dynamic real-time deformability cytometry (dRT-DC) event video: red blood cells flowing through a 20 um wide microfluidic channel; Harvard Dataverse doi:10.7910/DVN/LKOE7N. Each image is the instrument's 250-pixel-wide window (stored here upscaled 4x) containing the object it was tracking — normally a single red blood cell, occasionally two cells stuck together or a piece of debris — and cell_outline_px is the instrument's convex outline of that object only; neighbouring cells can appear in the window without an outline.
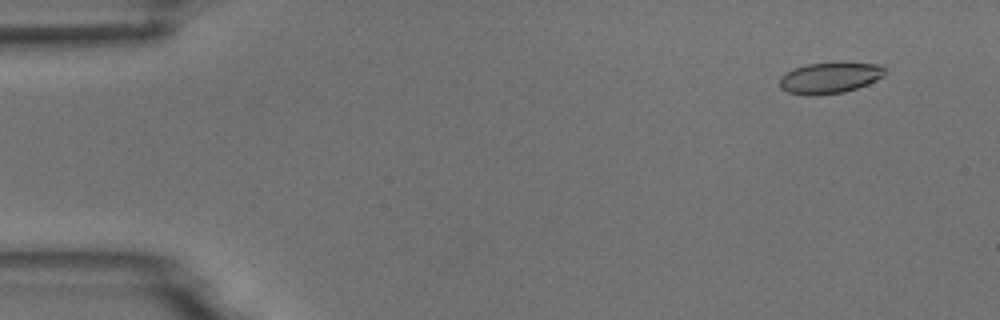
{"species": "common noctule bat (a hibernating species)", "species_latin": "Nyctalus noctula", "temperature_condition": "room temperature", "stored_images_in_passage": 5, "camera_frame_rate_fps": 3000, "um_per_image_px": 0.085, "animal": {"sex": "male", "body_mass_g": 18.8}, "frame": {"image": 1, "passage_image": 2, "time_ms": 1.0, "image_size_px": [1000, 320], "cell_outline_px": [[888, 72], [884, 76], [868, 84], [844, 92], [816, 96], [808, 96], [788, 92], [780, 88], [780, 76], [792, 68], [808, 64], [880, 64]], "centroid_in_image_um": [70.5, 6.65], "position_along_channel_um": 14.5, "area_um2": 18.9}}
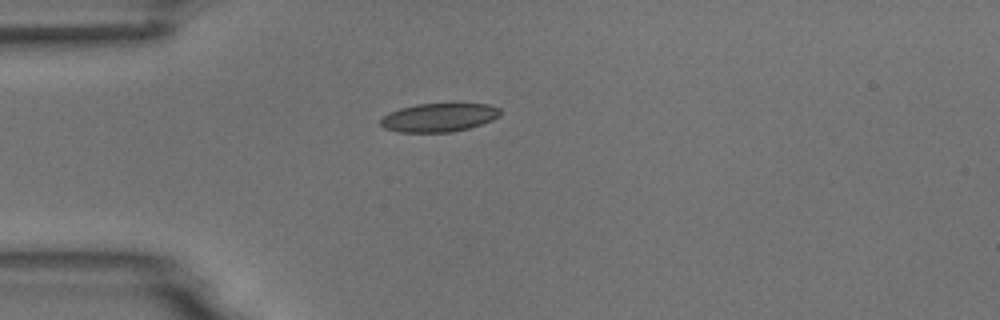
{"frame": {"image": 2, "passage_image": 4, "time_ms": 4.333, "image_size_px": [1000, 320], "cell_outline_px": [[500, 116], [492, 120], [468, 128], [452, 132], [400, 132], [384, 128], [380, 124], [380, 120], [384, 116], [400, 108], [416, 104], [488, 104], [500, 108]], "centroid_in_image_um": [37.31, 9.99], "position_along_channel_um": 47.7, "area_um2": 19.71}}